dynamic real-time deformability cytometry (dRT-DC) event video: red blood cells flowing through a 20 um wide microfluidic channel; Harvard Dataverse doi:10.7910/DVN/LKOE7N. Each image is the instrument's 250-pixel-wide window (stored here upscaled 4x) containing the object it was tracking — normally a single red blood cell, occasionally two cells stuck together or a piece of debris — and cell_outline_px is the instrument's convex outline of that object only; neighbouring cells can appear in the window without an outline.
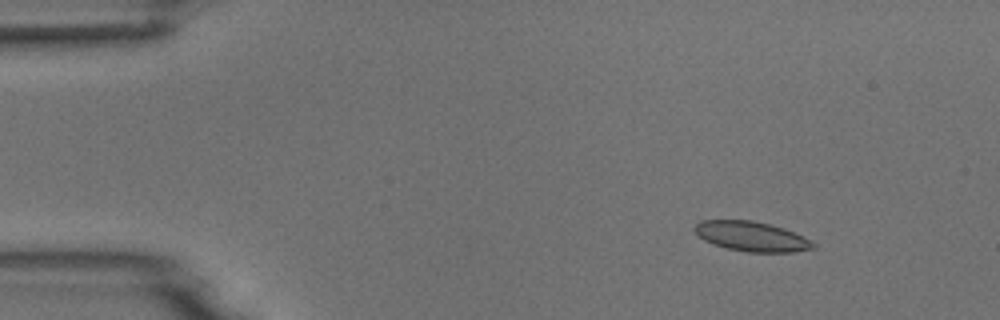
{"species": "common noctule bat (a hibernating species)", "species_latin": "Nyctalus noctula", "temperature_condition": "room temperature", "stored_images_in_passage": 6, "camera_frame_rate_fps": 3000, "um_per_image_px": 0.085, "animal": {"sex": "male", "body_mass_g": 18.8}, "frame": {"image": 1, "passage_image": 2, "time_ms": 1.333, "image_size_px": [1000, 320], "cell_outline_px": [[816, 248], [792, 252], [748, 252], [728, 248], [704, 240], [692, 228], [700, 220], [752, 220], [784, 228], [804, 236], [812, 240], [816, 244]], "centroid_in_image_um": [63.93, 20.09], "position_along_channel_um": 21.1, "area_um2": 20.52}}
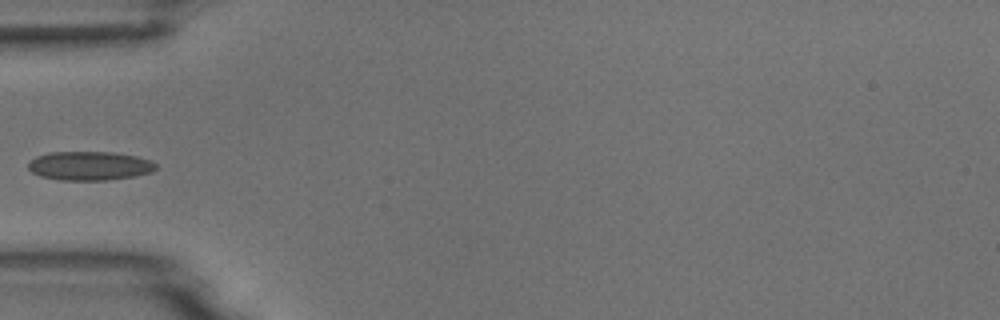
{"frame": {"image": 2, "passage_image": 5, "time_ms": 5.0, "image_size_px": [1000, 320], "cell_outline_px": [[156, 168], [152, 172], [136, 176], [104, 180], [60, 180], [40, 176], [32, 172], [28, 168], [28, 160], [36, 156], [48, 152], [112, 152], [136, 156], [148, 160], [156, 164]], "centroid_in_image_um": [7.57, 14.09], "position_along_channel_um": 77.4, "area_um2": 21.56}}